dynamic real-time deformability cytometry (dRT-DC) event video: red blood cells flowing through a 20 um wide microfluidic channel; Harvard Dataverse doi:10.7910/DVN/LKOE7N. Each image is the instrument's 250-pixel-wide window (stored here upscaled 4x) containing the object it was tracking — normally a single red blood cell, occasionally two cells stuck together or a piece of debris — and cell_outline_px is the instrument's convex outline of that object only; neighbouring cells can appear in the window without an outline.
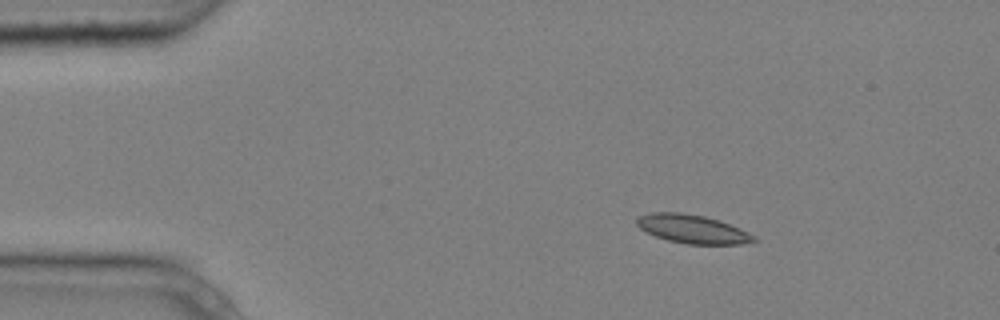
{"species": "common noctule bat (a hibernating species)", "species_latin": "Nyctalus noctula", "temperature_condition": "cold", "stored_images_in_passage": 5, "camera_frame_rate_fps": 3000, "um_per_image_px": 0.085, "animal": {"sex": "male", "body_mass_g": 20.4}, "frame": {"image": 1, "passage_image": 3, "time_ms": 0.667, "image_size_px": [1000, 320], "cell_outline_px": [[756, 240], [740, 244], [688, 244], [668, 240], [656, 236], [640, 228], [636, 224], [636, 216], [652, 212], [680, 212], [704, 216], [728, 224], [748, 232], [756, 236]], "centroid_in_image_um": [58.81, 19.46], "position_along_channel_um": 26.2, "area_um2": 19.25}}